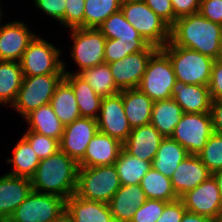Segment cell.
I'll return each instance as SVG.
<instances>
[{"mask_svg": "<svg viewBox=\"0 0 222 222\" xmlns=\"http://www.w3.org/2000/svg\"><path fill=\"white\" fill-rule=\"evenodd\" d=\"M36 36L20 21L0 24V61L20 62L24 51Z\"/></svg>", "mask_w": 222, "mask_h": 222, "instance_id": "cell-16", "label": "cell"}, {"mask_svg": "<svg viewBox=\"0 0 222 222\" xmlns=\"http://www.w3.org/2000/svg\"><path fill=\"white\" fill-rule=\"evenodd\" d=\"M157 49V47L149 45L143 50H133L119 61L109 63L116 86L120 90L138 88L147 63Z\"/></svg>", "mask_w": 222, "mask_h": 222, "instance_id": "cell-13", "label": "cell"}, {"mask_svg": "<svg viewBox=\"0 0 222 222\" xmlns=\"http://www.w3.org/2000/svg\"><path fill=\"white\" fill-rule=\"evenodd\" d=\"M120 9L119 0H85L84 28H99L107 18Z\"/></svg>", "mask_w": 222, "mask_h": 222, "instance_id": "cell-36", "label": "cell"}, {"mask_svg": "<svg viewBox=\"0 0 222 222\" xmlns=\"http://www.w3.org/2000/svg\"><path fill=\"white\" fill-rule=\"evenodd\" d=\"M125 19L152 46L163 48L170 41V26L142 1L121 4Z\"/></svg>", "mask_w": 222, "mask_h": 222, "instance_id": "cell-5", "label": "cell"}, {"mask_svg": "<svg viewBox=\"0 0 222 222\" xmlns=\"http://www.w3.org/2000/svg\"><path fill=\"white\" fill-rule=\"evenodd\" d=\"M176 82L174 69L168 55L158 48L150 57L138 89L151 100L171 99Z\"/></svg>", "mask_w": 222, "mask_h": 222, "instance_id": "cell-6", "label": "cell"}, {"mask_svg": "<svg viewBox=\"0 0 222 222\" xmlns=\"http://www.w3.org/2000/svg\"><path fill=\"white\" fill-rule=\"evenodd\" d=\"M85 0H66L65 27L84 28Z\"/></svg>", "mask_w": 222, "mask_h": 222, "instance_id": "cell-40", "label": "cell"}, {"mask_svg": "<svg viewBox=\"0 0 222 222\" xmlns=\"http://www.w3.org/2000/svg\"><path fill=\"white\" fill-rule=\"evenodd\" d=\"M184 112L173 99L154 101L150 123L166 137H171Z\"/></svg>", "mask_w": 222, "mask_h": 222, "instance_id": "cell-27", "label": "cell"}, {"mask_svg": "<svg viewBox=\"0 0 222 222\" xmlns=\"http://www.w3.org/2000/svg\"><path fill=\"white\" fill-rule=\"evenodd\" d=\"M69 30H71V38L74 40L70 54L79 66L76 74L86 68L104 63L106 38L98 28H72Z\"/></svg>", "mask_w": 222, "mask_h": 222, "instance_id": "cell-11", "label": "cell"}, {"mask_svg": "<svg viewBox=\"0 0 222 222\" xmlns=\"http://www.w3.org/2000/svg\"><path fill=\"white\" fill-rule=\"evenodd\" d=\"M140 186L147 199L171 202L179 198L173 189L171 178L164 176L153 167L141 179Z\"/></svg>", "mask_w": 222, "mask_h": 222, "instance_id": "cell-34", "label": "cell"}, {"mask_svg": "<svg viewBox=\"0 0 222 222\" xmlns=\"http://www.w3.org/2000/svg\"><path fill=\"white\" fill-rule=\"evenodd\" d=\"M20 62L0 61V104L12 106L23 82Z\"/></svg>", "mask_w": 222, "mask_h": 222, "instance_id": "cell-32", "label": "cell"}, {"mask_svg": "<svg viewBox=\"0 0 222 222\" xmlns=\"http://www.w3.org/2000/svg\"><path fill=\"white\" fill-rule=\"evenodd\" d=\"M98 29L106 39H117L132 50H143L149 46L140 33L125 19L121 10L113 13Z\"/></svg>", "mask_w": 222, "mask_h": 222, "instance_id": "cell-24", "label": "cell"}, {"mask_svg": "<svg viewBox=\"0 0 222 222\" xmlns=\"http://www.w3.org/2000/svg\"><path fill=\"white\" fill-rule=\"evenodd\" d=\"M171 95L184 113H207L211 110L212 98L208 86L176 80Z\"/></svg>", "mask_w": 222, "mask_h": 222, "instance_id": "cell-22", "label": "cell"}, {"mask_svg": "<svg viewBox=\"0 0 222 222\" xmlns=\"http://www.w3.org/2000/svg\"><path fill=\"white\" fill-rule=\"evenodd\" d=\"M197 156L211 174L222 170V135L214 132Z\"/></svg>", "mask_w": 222, "mask_h": 222, "instance_id": "cell-37", "label": "cell"}, {"mask_svg": "<svg viewBox=\"0 0 222 222\" xmlns=\"http://www.w3.org/2000/svg\"><path fill=\"white\" fill-rule=\"evenodd\" d=\"M133 50L125 43L119 42L117 39H106L104 63H112L119 61L128 56Z\"/></svg>", "mask_w": 222, "mask_h": 222, "instance_id": "cell-42", "label": "cell"}, {"mask_svg": "<svg viewBox=\"0 0 222 222\" xmlns=\"http://www.w3.org/2000/svg\"><path fill=\"white\" fill-rule=\"evenodd\" d=\"M218 60L222 61V37L220 39V44H219V53H218Z\"/></svg>", "mask_w": 222, "mask_h": 222, "instance_id": "cell-51", "label": "cell"}, {"mask_svg": "<svg viewBox=\"0 0 222 222\" xmlns=\"http://www.w3.org/2000/svg\"><path fill=\"white\" fill-rule=\"evenodd\" d=\"M65 74L24 76L17 98L12 104L23 118L40 106L49 104Z\"/></svg>", "mask_w": 222, "mask_h": 222, "instance_id": "cell-8", "label": "cell"}, {"mask_svg": "<svg viewBox=\"0 0 222 222\" xmlns=\"http://www.w3.org/2000/svg\"><path fill=\"white\" fill-rule=\"evenodd\" d=\"M169 57L176 80L185 84L209 86L214 59L169 41L161 48Z\"/></svg>", "mask_w": 222, "mask_h": 222, "instance_id": "cell-3", "label": "cell"}, {"mask_svg": "<svg viewBox=\"0 0 222 222\" xmlns=\"http://www.w3.org/2000/svg\"><path fill=\"white\" fill-rule=\"evenodd\" d=\"M61 50L39 36H35L20 60L23 76L65 74Z\"/></svg>", "mask_w": 222, "mask_h": 222, "instance_id": "cell-9", "label": "cell"}, {"mask_svg": "<svg viewBox=\"0 0 222 222\" xmlns=\"http://www.w3.org/2000/svg\"><path fill=\"white\" fill-rule=\"evenodd\" d=\"M181 222H213L206 216L199 215L190 211H185Z\"/></svg>", "mask_w": 222, "mask_h": 222, "instance_id": "cell-49", "label": "cell"}, {"mask_svg": "<svg viewBox=\"0 0 222 222\" xmlns=\"http://www.w3.org/2000/svg\"><path fill=\"white\" fill-rule=\"evenodd\" d=\"M114 166L117 170L121 185H135L140 184L141 179L151 169L152 163L131 156L122 149Z\"/></svg>", "mask_w": 222, "mask_h": 222, "instance_id": "cell-33", "label": "cell"}, {"mask_svg": "<svg viewBox=\"0 0 222 222\" xmlns=\"http://www.w3.org/2000/svg\"><path fill=\"white\" fill-rule=\"evenodd\" d=\"M24 118L30 125L28 130L61 140L64 125L55 114L50 103L33 110Z\"/></svg>", "mask_w": 222, "mask_h": 222, "instance_id": "cell-28", "label": "cell"}, {"mask_svg": "<svg viewBox=\"0 0 222 222\" xmlns=\"http://www.w3.org/2000/svg\"><path fill=\"white\" fill-rule=\"evenodd\" d=\"M199 13L208 20L222 25V0H200Z\"/></svg>", "mask_w": 222, "mask_h": 222, "instance_id": "cell-45", "label": "cell"}, {"mask_svg": "<svg viewBox=\"0 0 222 222\" xmlns=\"http://www.w3.org/2000/svg\"><path fill=\"white\" fill-rule=\"evenodd\" d=\"M32 191L31 179L4 174L0 177V221L8 220Z\"/></svg>", "mask_w": 222, "mask_h": 222, "instance_id": "cell-19", "label": "cell"}, {"mask_svg": "<svg viewBox=\"0 0 222 222\" xmlns=\"http://www.w3.org/2000/svg\"><path fill=\"white\" fill-rule=\"evenodd\" d=\"M177 18L199 13L200 0H171Z\"/></svg>", "mask_w": 222, "mask_h": 222, "instance_id": "cell-47", "label": "cell"}, {"mask_svg": "<svg viewBox=\"0 0 222 222\" xmlns=\"http://www.w3.org/2000/svg\"><path fill=\"white\" fill-rule=\"evenodd\" d=\"M185 211L183 201L178 198L165 205L162 215L156 222H181Z\"/></svg>", "mask_w": 222, "mask_h": 222, "instance_id": "cell-44", "label": "cell"}, {"mask_svg": "<svg viewBox=\"0 0 222 222\" xmlns=\"http://www.w3.org/2000/svg\"><path fill=\"white\" fill-rule=\"evenodd\" d=\"M120 3H127V2H135V1H142V0H119Z\"/></svg>", "mask_w": 222, "mask_h": 222, "instance_id": "cell-52", "label": "cell"}, {"mask_svg": "<svg viewBox=\"0 0 222 222\" xmlns=\"http://www.w3.org/2000/svg\"><path fill=\"white\" fill-rule=\"evenodd\" d=\"M120 187L114 164L78 168L77 197L108 204Z\"/></svg>", "mask_w": 222, "mask_h": 222, "instance_id": "cell-4", "label": "cell"}, {"mask_svg": "<svg viewBox=\"0 0 222 222\" xmlns=\"http://www.w3.org/2000/svg\"><path fill=\"white\" fill-rule=\"evenodd\" d=\"M97 132V119L79 117L64 126L59 141L60 150L78 163L83 158L89 142Z\"/></svg>", "mask_w": 222, "mask_h": 222, "instance_id": "cell-15", "label": "cell"}, {"mask_svg": "<svg viewBox=\"0 0 222 222\" xmlns=\"http://www.w3.org/2000/svg\"><path fill=\"white\" fill-rule=\"evenodd\" d=\"M146 5L170 27L178 19L174 15L171 0H143Z\"/></svg>", "mask_w": 222, "mask_h": 222, "instance_id": "cell-43", "label": "cell"}, {"mask_svg": "<svg viewBox=\"0 0 222 222\" xmlns=\"http://www.w3.org/2000/svg\"><path fill=\"white\" fill-rule=\"evenodd\" d=\"M147 200L140 184L121 185L108 205L116 222H130L135 211Z\"/></svg>", "mask_w": 222, "mask_h": 222, "instance_id": "cell-23", "label": "cell"}, {"mask_svg": "<svg viewBox=\"0 0 222 222\" xmlns=\"http://www.w3.org/2000/svg\"><path fill=\"white\" fill-rule=\"evenodd\" d=\"M1 6V5H0ZM2 11H1V7H0V23H1V17H2Z\"/></svg>", "mask_w": 222, "mask_h": 222, "instance_id": "cell-53", "label": "cell"}, {"mask_svg": "<svg viewBox=\"0 0 222 222\" xmlns=\"http://www.w3.org/2000/svg\"><path fill=\"white\" fill-rule=\"evenodd\" d=\"M12 156L7 162L11 163L13 170L6 174L31 179L40 163V158L23 136L15 144Z\"/></svg>", "mask_w": 222, "mask_h": 222, "instance_id": "cell-31", "label": "cell"}, {"mask_svg": "<svg viewBox=\"0 0 222 222\" xmlns=\"http://www.w3.org/2000/svg\"><path fill=\"white\" fill-rule=\"evenodd\" d=\"M78 168V163L74 159L58 150L55 154L40 160L31 178L32 190L66 200L75 194Z\"/></svg>", "mask_w": 222, "mask_h": 222, "instance_id": "cell-2", "label": "cell"}, {"mask_svg": "<svg viewBox=\"0 0 222 222\" xmlns=\"http://www.w3.org/2000/svg\"><path fill=\"white\" fill-rule=\"evenodd\" d=\"M23 137L32 146L34 152L41 159L47 158L60 150L59 140L27 130Z\"/></svg>", "mask_w": 222, "mask_h": 222, "instance_id": "cell-38", "label": "cell"}, {"mask_svg": "<svg viewBox=\"0 0 222 222\" xmlns=\"http://www.w3.org/2000/svg\"><path fill=\"white\" fill-rule=\"evenodd\" d=\"M212 175H213V177L215 178V180L217 182L218 189L220 191V195H221V198H222V170H219V171L213 173Z\"/></svg>", "mask_w": 222, "mask_h": 222, "instance_id": "cell-50", "label": "cell"}, {"mask_svg": "<svg viewBox=\"0 0 222 222\" xmlns=\"http://www.w3.org/2000/svg\"><path fill=\"white\" fill-rule=\"evenodd\" d=\"M65 219L68 222H116L106 203L77 197L66 199Z\"/></svg>", "mask_w": 222, "mask_h": 222, "instance_id": "cell-20", "label": "cell"}, {"mask_svg": "<svg viewBox=\"0 0 222 222\" xmlns=\"http://www.w3.org/2000/svg\"><path fill=\"white\" fill-rule=\"evenodd\" d=\"M66 200L32 190L9 217V222H60L65 218Z\"/></svg>", "mask_w": 222, "mask_h": 222, "instance_id": "cell-7", "label": "cell"}, {"mask_svg": "<svg viewBox=\"0 0 222 222\" xmlns=\"http://www.w3.org/2000/svg\"><path fill=\"white\" fill-rule=\"evenodd\" d=\"M120 93L131 128L149 124L154 101L138 88L121 90Z\"/></svg>", "mask_w": 222, "mask_h": 222, "instance_id": "cell-26", "label": "cell"}, {"mask_svg": "<svg viewBox=\"0 0 222 222\" xmlns=\"http://www.w3.org/2000/svg\"><path fill=\"white\" fill-rule=\"evenodd\" d=\"M211 175L197 155H188L174 171L171 183L176 195L180 198Z\"/></svg>", "mask_w": 222, "mask_h": 222, "instance_id": "cell-21", "label": "cell"}, {"mask_svg": "<svg viewBox=\"0 0 222 222\" xmlns=\"http://www.w3.org/2000/svg\"><path fill=\"white\" fill-rule=\"evenodd\" d=\"M218 222H222V214H221V217H220V219H219V221Z\"/></svg>", "mask_w": 222, "mask_h": 222, "instance_id": "cell-54", "label": "cell"}, {"mask_svg": "<svg viewBox=\"0 0 222 222\" xmlns=\"http://www.w3.org/2000/svg\"><path fill=\"white\" fill-rule=\"evenodd\" d=\"M222 25L195 13L178 18L170 27V41L197 51L214 60L218 58Z\"/></svg>", "mask_w": 222, "mask_h": 222, "instance_id": "cell-1", "label": "cell"}, {"mask_svg": "<svg viewBox=\"0 0 222 222\" xmlns=\"http://www.w3.org/2000/svg\"><path fill=\"white\" fill-rule=\"evenodd\" d=\"M188 155L187 150L178 142L171 137H166L160 143L152 167L164 176L171 178L180 162Z\"/></svg>", "mask_w": 222, "mask_h": 222, "instance_id": "cell-29", "label": "cell"}, {"mask_svg": "<svg viewBox=\"0 0 222 222\" xmlns=\"http://www.w3.org/2000/svg\"><path fill=\"white\" fill-rule=\"evenodd\" d=\"M64 67V80L72 87L79 107L81 117L97 119L103 97L98 95L92 87L78 74L66 71Z\"/></svg>", "mask_w": 222, "mask_h": 222, "instance_id": "cell-25", "label": "cell"}, {"mask_svg": "<svg viewBox=\"0 0 222 222\" xmlns=\"http://www.w3.org/2000/svg\"><path fill=\"white\" fill-rule=\"evenodd\" d=\"M214 133L211 113H184L171 136L189 155L199 154Z\"/></svg>", "mask_w": 222, "mask_h": 222, "instance_id": "cell-10", "label": "cell"}, {"mask_svg": "<svg viewBox=\"0 0 222 222\" xmlns=\"http://www.w3.org/2000/svg\"><path fill=\"white\" fill-rule=\"evenodd\" d=\"M123 144L115 138L98 131L89 142L78 167L112 165L118 159Z\"/></svg>", "mask_w": 222, "mask_h": 222, "instance_id": "cell-18", "label": "cell"}, {"mask_svg": "<svg viewBox=\"0 0 222 222\" xmlns=\"http://www.w3.org/2000/svg\"><path fill=\"white\" fill-rule=\"evenodd\" d=\"M210 113L214 132L222 135V99L212 100Z\"/></svg>", "mask_w": 222, "mask_h": 222, "instance_id": "cell-48", "label": "cell"}, {"mask_svg": "<svg viewBox=\"0 0 222 222\" xmlns=\"http://www.w3.org/2000/svg\"><path fill=\"white\" fill-rule=\"evenodd\" d=\"M187 211L218 222L222 214V198L213 175L180 197Z\"/></svg>", "mask_w": 222, "mask_h": 222, "instance_id": "cell-12", "label": "cell"}, {"mask_svg": "<svg viewBox=\"0 0 222 222\" xmlns=\"http://www.w3.org/2000/svg\"><path fill=\"white\" fill-rule=\"evenodd\" d=\"M209 91L212 100L222 99V61L216 59L212 65Z\"/></svg>", "mask_w": 222, "mask_h": 222, "instance_id": "cell-46", "label": "cell"}, {"mask_svg": "<svg viewBox=\"0 0 222 222\" xmlns=\"http://www.w3.org/2000/svg\"><path fill=\"white\" fill-rule=\"evenodd\" d=\"M98 131L117 139L122 144L132 130L125 115L122 94L103 97L97 118Z\"/></svg>", "mask_w": 222, "mask_h": 222, "instance_id": "cell-14", "label": "cell"}, {"mask_svg": "<svg viewBox=\"0 0 222 222\" xmlns=\"http://www.w3.org/2000/svg\"><path fill=\"white\" fill-rule=\"evenodd\" d=\"M163 138L151 123L138 126L132 128L123 149L131 156L152 163Z\"/></svg>", "mask_w": 222, "mask_h": 222, "instance_id": "cell-17", "label": "cell"}, {"mask_svg": "<svg viewBox=\"0 0 222 222\" xmlns=\"http://www.w3.org/2000/svg\"><path fill=\"white\" fill-rule=\"evenodd\" d=\"M168 202L155 199H147L134 213L130 222H156L162 215Z\"/></svg>", "mask_w": 222, "mask_h": 222, "instance_id": "cell-39", "label": "cell"}, {"mask_svg": "<svg viewBox=\"0 0 222 222\" xmlns=\"http://www.w3.org/2000/svg\"><path fill=\"white\" fill-rule=\"evenodd\" d=\"M39 10L59 21L65 27L66 0H33Z\"/></svg>", "mask_w": 222, "mask_h": 222, "instance_id": "cell-41", "label": "cell"}, {"mask_svg": "<svg viewBox=\"0 0 222 222\" xmlns=\"http://www.w3.org/2000/svg\"><path fill=\"white\" fill-rule=\"evenodd\" d=\"M50 105L64 126L81 117L72 87L64 79L56 87Z\"/></svg>", "mask_w": 222, "mask_h": 222, "instance_id": "cell-30", "label": "cell"}, {"mask_svg": "<svg viewBox=\"0 0 222 222\" xmlns=\"http://www.w3.org/2000/svg\"><path fill=\"white\" fill-rule=\"evenodd\" d=\"M60 222H68L65 218L62 220V221H60Z\"/></svg>", "mask_w": 222, "mask_h": 222, "instance_id": "cell-55", "label": "cell"}, {"mask_svg": "<svg viewBox=\"0 0 222 222\" xmlns=\"http://www.w3.org/2000/svg\"><path fill=\"white\" fill-rule=\"evenodd\" d=\"M78 75L83 78L100 96L107 97L119 93L108 63L82 70Z\"/></svg>", "mask_w": 222, "mask_h": 222, "instance_id": "cell-35", "label": "cell"}]
</instances>
